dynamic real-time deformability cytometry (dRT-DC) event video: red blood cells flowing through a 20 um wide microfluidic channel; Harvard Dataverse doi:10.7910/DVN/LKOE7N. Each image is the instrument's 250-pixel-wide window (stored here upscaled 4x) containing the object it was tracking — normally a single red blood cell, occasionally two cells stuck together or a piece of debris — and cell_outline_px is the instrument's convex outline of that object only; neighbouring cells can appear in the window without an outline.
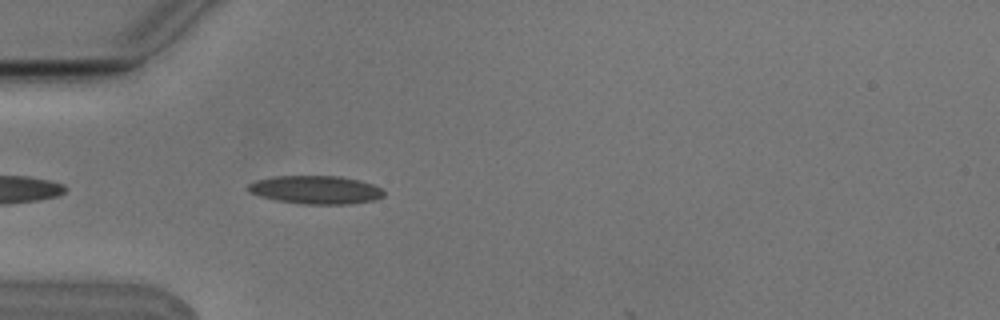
{"species": "Egyptian fruit bat (a non-hibernating species)", "species_latin": "Rousettus aegyptiacus", "temperature_condition": "cold", "stored_images_in_passage": 5, "camera_frame_rate_fps": 3000, "um_per_image_px": 0.085, "animal": {"sex": "male"}, "frame": {"image": 1, "passage_image": 5, "time_ms": 1.333, "image_size_px": [1000, 320], "cell_outline_px": [[384, 196], [376, 200], [352, 204], [304, 204], [276, 200], [260, 196], [248, 192], [244, 188], [248, 184], [256, 180], [276, 176], [340, 176], [360, 180], [372, 184], [380, 188], [384, 192]], "centroid_in_image_um": [26.83, 16.13], "position_along_channel_um": 58.2, "area_um2": 22.54}}